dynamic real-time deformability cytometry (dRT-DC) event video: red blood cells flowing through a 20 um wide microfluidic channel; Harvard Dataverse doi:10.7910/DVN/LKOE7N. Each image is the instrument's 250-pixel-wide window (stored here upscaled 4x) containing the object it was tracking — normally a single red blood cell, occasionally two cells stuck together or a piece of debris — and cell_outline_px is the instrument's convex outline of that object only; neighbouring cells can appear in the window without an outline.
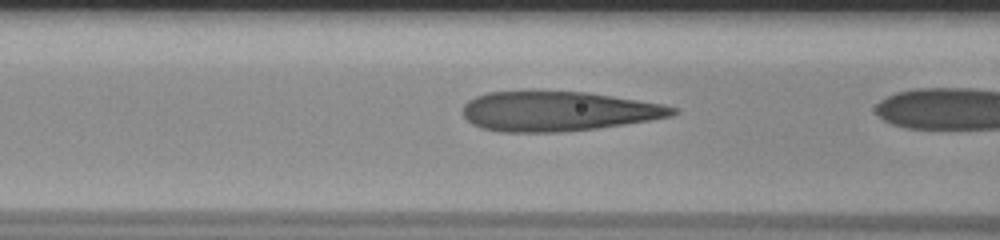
{"species": "human", "species_latin": "Homo sapiens", "temperature_condition": "room temperature", "stored_images_in_passage": 4, "camera_frame_rate_fps": 3000, "um_per_image_px": 0.085, "donor": {"sex": "male"}, "frame": {"image": 1, "passage_image": 3, "time_ms": 0.667, "image_size_px": [1000, 240], "cell_outline_px": [[680, 112], [672, 116], [624, 124], [596, 128], [560, 132], [500, 132], [480, 128], [472, 124], [464, 116], [464, 104], [468, 100], [476, 96], [488, 92], [524, 88], [536, 88], [588, 92], [664, 104], [676, 108]], "centroid_in_image_um": [47.37, 9.41], "position_along_channel_um": 119.2, "area_um2": 49.94}}